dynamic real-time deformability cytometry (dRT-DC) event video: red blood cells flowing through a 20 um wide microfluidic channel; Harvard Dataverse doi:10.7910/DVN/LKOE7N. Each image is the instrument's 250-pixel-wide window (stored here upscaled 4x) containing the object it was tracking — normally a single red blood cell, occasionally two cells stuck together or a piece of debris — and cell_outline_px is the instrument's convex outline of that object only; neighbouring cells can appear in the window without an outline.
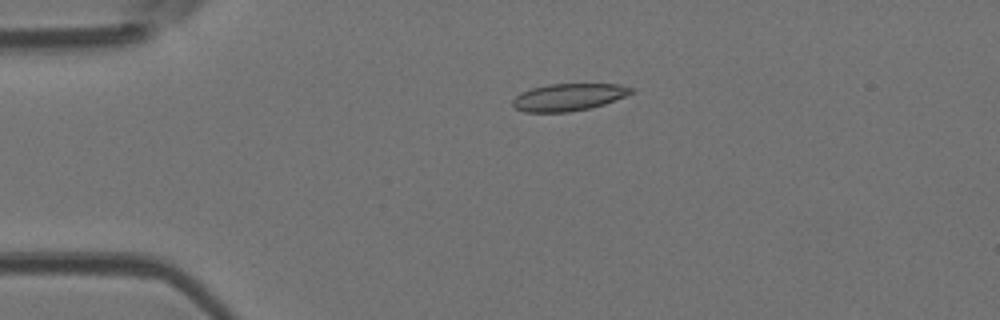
{"species": "Egyptian fruit bat (a non-hibernating species)", "species_latin": "Rousettus aegyptiacus", "temperature_condition": "room temperature", "stored_images_in_passage": 4, "camera_frame_rate_fps": 3000, "um_per_image_px": 0.085, "animal": {"sex": "female"}, "frame": {"image": 1, "passage_image": 3, "time_ms": 0.667, "image_size_px": [1000, 320], "cell_outline_px": [[636, 88], [632, 92], [624, 96], [604, 104], [588, 108], [568, 112], [524, 112], [516, 108], [512, 104], [512, 100], [520, 92], [532, 88], [548, 84], [620, 84]], "centroid_in_image_um": [48.31, 8.25], "position_along_channel_um": 36.7, "area_um2": 18.73}}